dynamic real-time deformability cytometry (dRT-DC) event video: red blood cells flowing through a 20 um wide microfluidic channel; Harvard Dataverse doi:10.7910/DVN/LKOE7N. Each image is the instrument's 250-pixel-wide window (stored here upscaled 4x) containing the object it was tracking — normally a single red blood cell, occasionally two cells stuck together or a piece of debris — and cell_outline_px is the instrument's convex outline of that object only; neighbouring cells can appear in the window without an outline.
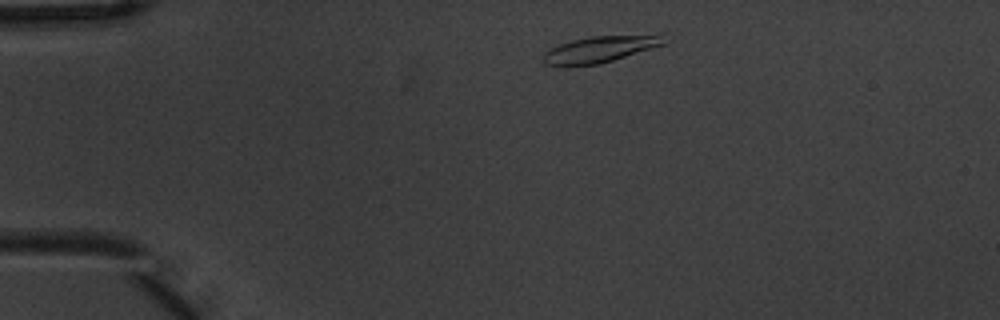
{"species": "common noctule bat (a hibernating species)", "species_latin": "Nyctalus noctula", "temperature_condition": "warm", "stored_images_in_passage": 3, "camera_frame_rate_fps": 3000, "um_per_image_px": 0.085, "animal": {"sex": "male", "body_mass_g": 20.1, "forearm_length_mm": 53.5}, "frame": {"image": 1, "passage_image": 1, "time_ms": 0.0, "image_size_px": [1000, 320], "cell_outline_px": [[668, 32], [664, 44], [600, 64], [564, 68], [544, 64], [544, 52], [560, 44], [572, 40], [592, 36], [660, 32]], "centroid_in_image_um": [51.1, 4.16], "position_along_channel_um": 33.9, "area_um2": 19.54}}